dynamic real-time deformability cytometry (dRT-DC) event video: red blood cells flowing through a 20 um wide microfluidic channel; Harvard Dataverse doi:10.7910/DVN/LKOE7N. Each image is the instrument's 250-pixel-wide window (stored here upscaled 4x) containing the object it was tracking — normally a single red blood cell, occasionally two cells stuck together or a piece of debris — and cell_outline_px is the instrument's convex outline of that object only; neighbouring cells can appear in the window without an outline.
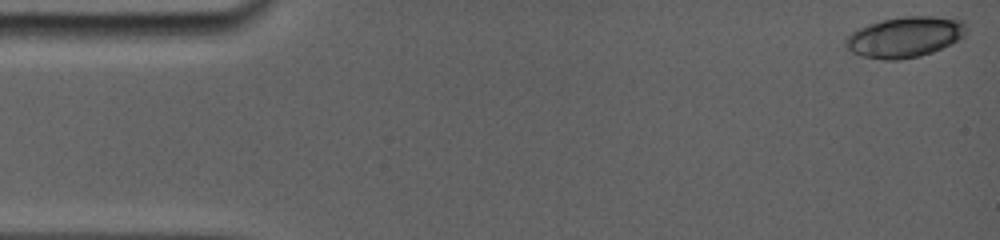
{"species": "common noctule bat (a hibernating species)", "species_latin": "Nyctalus noctula", "temperature_condition": "room temperature", "stored_images_in_passage": 4, "camera_frame_rate_fps": 5000, "um_per_image_px": 0.085, "animal": {"sex": "female", "body_mass_g": 19.0, "forearm_length_mm": 56.7}, "frame": {"image": 1, "passage_image": 1, "time_ms": 0.0, "image_size_px": [1000, 240], "cell_outline_px": [[968, 32], [964, 36], [932, 52], [920, 56], [900, 60], [884, 60], [860, 56], [852, 52], [844, 44], [844, 40], [856, 28], [868, 24], [884, 20], [904, 16], [936, 16], [964, 20]], "centroid_in_image_um": [76.9, 3.14], "position_along_channel_um": 8.1, "area_um2": 28.67}}
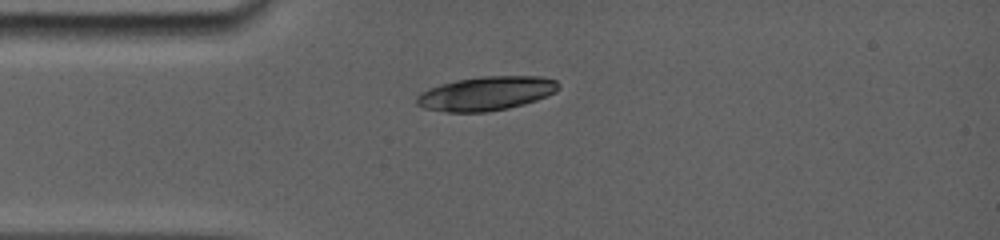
{"frame": {"image": 2, "passage_image": 4, "time_ms": 3.8, "image_size_px": [1000, 240], "cell_outline_px": [[560, 88], [556, 92], [548, 96], [524, 104], [508, 108], [484, 112], [448, 112], [424, 108], [416, 104], [416, 96], [420, 92], [428, 88], [440, 84], [456, 80], [480, 76], [540, 76], [556, 80], [560, 84]], "centroid_in_image_um": [41.33, 7.94], "position_along_channel_um": 43.7, "area_um2": 28.32}}